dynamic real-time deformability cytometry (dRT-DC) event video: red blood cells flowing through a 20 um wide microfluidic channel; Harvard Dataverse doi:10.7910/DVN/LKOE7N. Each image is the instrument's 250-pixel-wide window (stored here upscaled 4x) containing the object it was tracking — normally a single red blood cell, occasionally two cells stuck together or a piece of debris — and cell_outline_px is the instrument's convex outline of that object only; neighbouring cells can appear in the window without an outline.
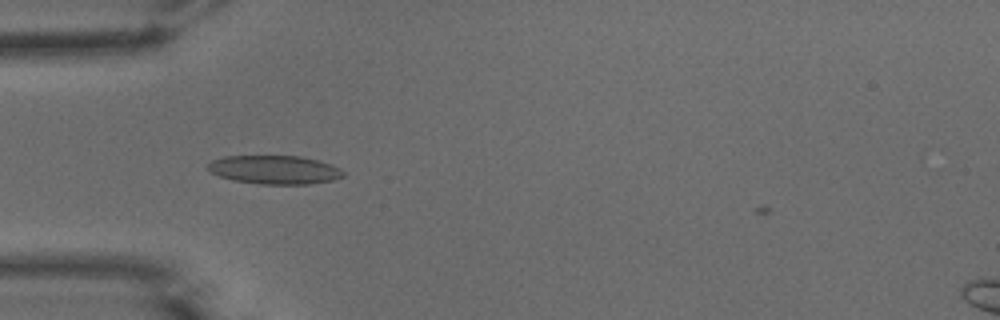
{"species": "common noctule bat (a hibernating species)", "species_latin": "Nyctalus noctula", "temperature_condition": "warm", "stored_images_in_passage": 37, "camera_frame_rate_fps": 3000, "um_per_image_px": 0.085, "animal": {"sex": "male", "body_mass_g": 15.6}, "frame": {"image": 1, "passage_image": 1, "time_ms": 0.0, "image_size_px": [1000, 320], "cell_outline_px": [[344, 176], [332, 180], [308, 184], [260, 184], [232, 180], [220, 176], [212, 172], [208, 168], [208, 164], [212, 160], [224, 156], [300, 156], [316, 160], [340, 168], [344, 172]], "centroid_in_image_um": [23.33, 14.43], "position_along_channel_um": 61.7, "area_um2": 22.37}}
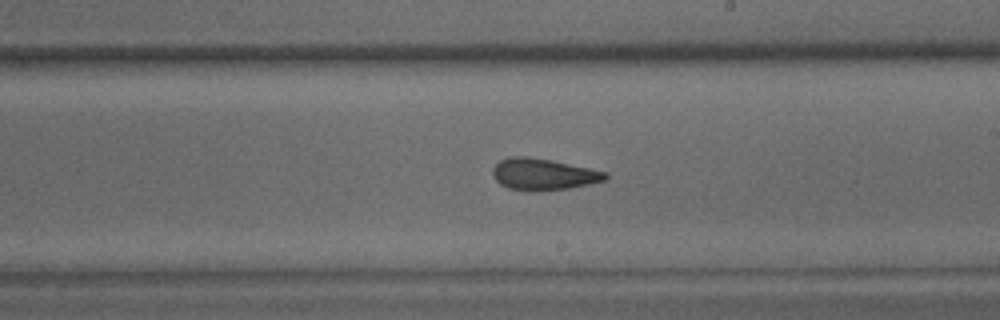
{"frame": {"image": 2, "passage_image": 15, "time_ms": 4.667, "image_size_px": [1000, 320], "cell_outline_px": [[608, 176], [604, 180], [588, 184], [568, 188], [536, 192], [524, 192], [508, 188], [500, 184], [496, 180], [492, 172], [492, 168], [500, 160], [512, 156], [528, 156], [608, 172]], "centroid_in_image_um": [46.13, 14.83], "position_along_channel_um": 242.9, "area_um2": 20.69}}
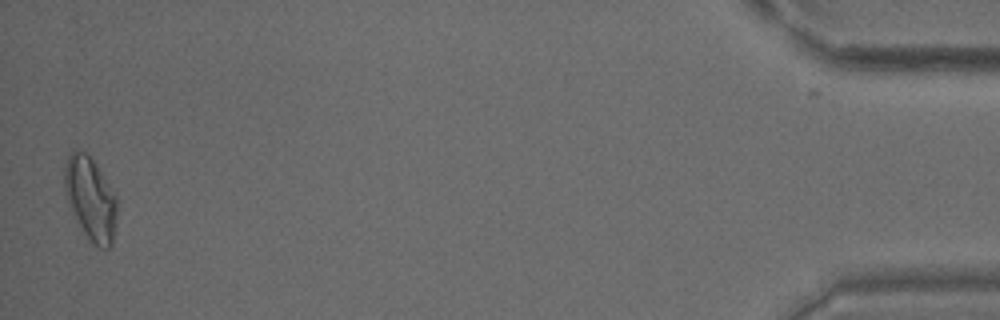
{"frame": {"image": 3, "passage_image": 36, "time_ms": 11.667, "image_size_px": [1000, 320], "cell_outline_px": [[116, 216], [112, 244], [108, 248], [100, 248], [84, 232], [68, 204], [64, 188], [64, 164], [68, 156], [76, 148], [80, 148], [92, 160], [116, 192]], "centroid_in_image_um": [7.69, 16.83], "position_along_channel_um": 427.5, "area_um2": 25.14}}